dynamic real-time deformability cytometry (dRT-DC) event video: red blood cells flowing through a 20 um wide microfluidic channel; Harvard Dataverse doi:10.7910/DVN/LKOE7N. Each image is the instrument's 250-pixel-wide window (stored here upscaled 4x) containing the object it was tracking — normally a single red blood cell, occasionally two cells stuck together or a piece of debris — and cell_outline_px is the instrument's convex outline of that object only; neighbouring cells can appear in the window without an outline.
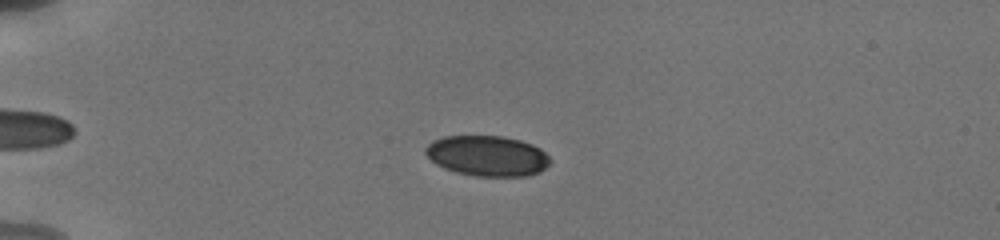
{"species": "human", "species_latin": "Homo sapiens", "temperature_condition": "cold", "stored_images_in_passage": 56, "camera_frame_rate_fps": 3000, "um_per_image_px": 0.085, "donor": {"sex": "male"}, "frame": {"image": 1, "passage_image": 16, "time_ms": 5.0, "image_size_px": [1000, 240], "cell_outline_px": [[552, 160], [540, 172], [528, 176], [472, 176], [456, 172], [444, 168], [436, 164], [424, 152], [424, 148], [432, 140], [444, 136], [504, 136], [520, 140], [532, 144], [540, 148]], "centroid_in_image_um": [41.42, 13.24], "position_along_channel_um": 43.6, "area_um2": 29.54}}
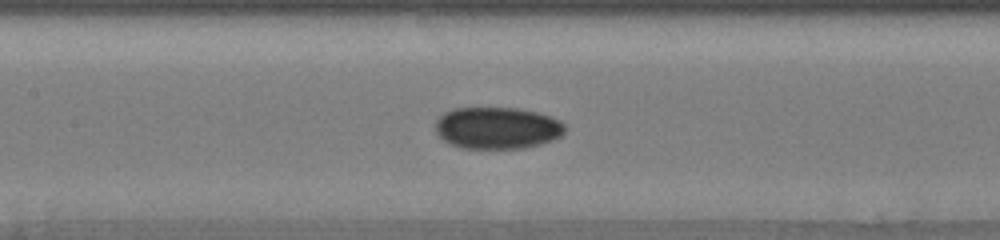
{"frame": {"image": 2, "passage_image": 29, "time_ms": 9.333, "image_size_px": [1000, 240], "cell_outline_px": [[564, 132], [560, 136], [552, 140], [540, 144], [524, 148], [460, 148], [448, 144], [436, 132], [436, 120], [444, 112], [452, 108], [516, 108], [536, 112], [560, 120], [564, 124]], "centroid_in_image_um": [42.23, 10.88], "position_along_channel_um": 165.2, "area_um2": 31.56}}
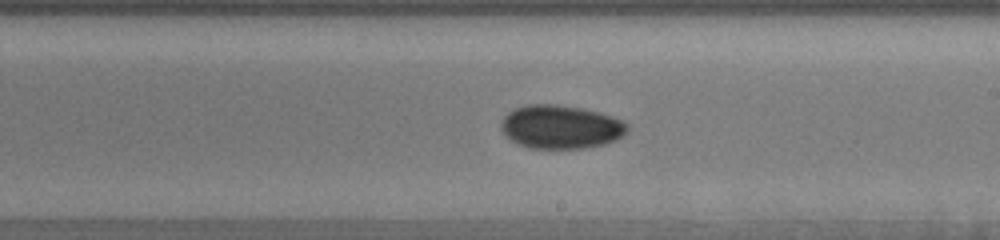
{"frame": {"image": 3, "passage_image": 35, "time_ms": 11.333, "image_size_px": [1000, 240], "cell_outline_px": [[628, 128], [624, 136], [616, 140], [604, 144], [588, 148], [528, 148], [508, 140], [504, 136], [500, 128], [500, 120], [508, 112], [516, 108], [528, 104], [556, 104], [580, 108], [600, 112], [612, 116], [628, 124]], "centroid_in_image_um": [47.63, 10.79], "position_along_channel_um": 241.4, "area_um2": 32.43}, "authors_computed_cell_mechanics": {"area_um2": 29.767, "velocity_mm_per_s": 3.8329, "shape_relaxation_time_tau1_ms": null, "shape_relaxation_time_tau2_ms": 3.4161, "deformation_change_tau1": null, "deformation_change_tau2": 0.0432}}